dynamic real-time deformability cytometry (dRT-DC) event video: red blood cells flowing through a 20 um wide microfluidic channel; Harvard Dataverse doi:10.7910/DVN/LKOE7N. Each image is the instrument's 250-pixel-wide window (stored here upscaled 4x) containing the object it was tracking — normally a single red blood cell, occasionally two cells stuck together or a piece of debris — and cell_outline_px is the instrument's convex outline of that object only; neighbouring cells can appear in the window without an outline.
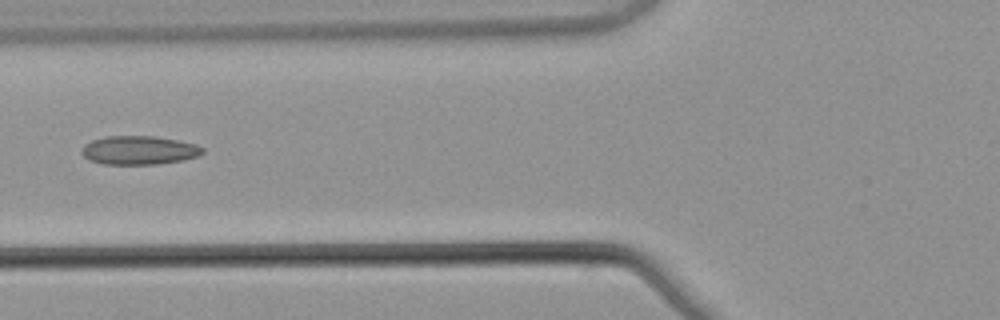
{"species": "common noctule bat (a hibernating species)", "species_latin": "Nyctalus noctula", "temperature_condition": "warm", "stored_images_in_passage": 5, "camera_frame_rate_fps": 3000, "um_per_image_px": 0.085, "animal": {"sex": "male", "body_mass_g": 21.5, "forearm_length_mm": 52.0}, "frame": {"image": 1, "passage_image": 5, "time_ms": 1.333, "image_size_px": [1000, 320], "cell_outline_px": [[204, 152], [196, 156], [184, 160], [156, 164], [100, 164], [88, 160], [80, 152], [84, 144], [92, 140], [104, 136], [156, 136], [196, 144], [204, 148]], "centroid_in_image_um": [11.78, 12.77], "position_along_channel_um": 114.0, "area_um2": 20.35}}